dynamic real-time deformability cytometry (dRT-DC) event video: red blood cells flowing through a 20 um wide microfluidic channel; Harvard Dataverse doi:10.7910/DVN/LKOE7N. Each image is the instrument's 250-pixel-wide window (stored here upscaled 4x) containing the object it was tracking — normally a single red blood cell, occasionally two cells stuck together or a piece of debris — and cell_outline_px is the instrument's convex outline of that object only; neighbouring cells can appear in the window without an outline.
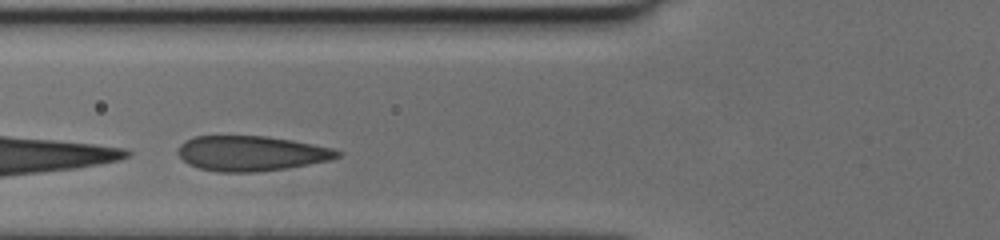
{"species": "human", "species_latin": "Homo sapiens", "temperature_condition": "cold", "stored_images_in_passage": 8, "camera_frame_rate_fps": 3000, "um_per_image_px": 0.085, "donor": {"sex": "female"}, "frame": {"image": 1, "passage_image": 6, "time_ms": 1.667, "image_size_px": [1000, 240], "cell_outline_px": [[340, 156], [328, 160], [288, 168], [260, 172], [216, 172], [200, 168], [188, 164], [176, 152], [180, 144], [196, 136], [268, 136], [292, 140], [332, 148], [340, 152]], "centroid_in_image_um": [21.33, 13.04], "position_along_channel_um": 104.5, "area_um2": 32.48}}